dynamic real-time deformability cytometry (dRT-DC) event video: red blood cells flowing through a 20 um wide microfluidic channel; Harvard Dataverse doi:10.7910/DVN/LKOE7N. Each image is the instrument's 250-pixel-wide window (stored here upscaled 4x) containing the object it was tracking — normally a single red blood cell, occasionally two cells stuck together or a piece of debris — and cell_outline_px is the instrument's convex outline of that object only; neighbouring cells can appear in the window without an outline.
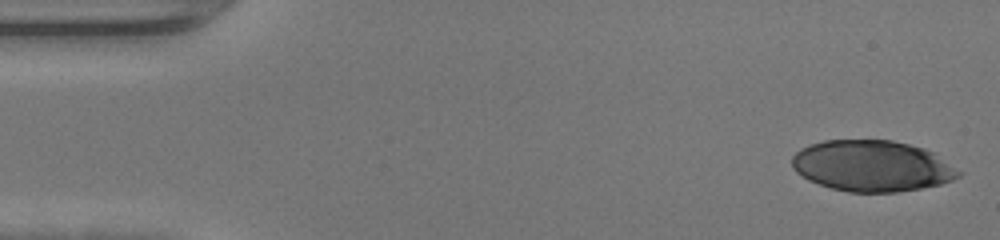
{"species": "human", "species_latin": "Homo sapiens", "temperature_condition": "warm", "stored_images_in_passage": 46, "segment_of_instrument_passage": [1, 2], "camera_frame_rate_fps": 3000, "um_per_image_px": 0.085, "donor": {"sex": "female"}, "frame": {"image": 1, "passage_image": 1, "time_ms": 0.0, "image_size_px": [1000, 240], "cell_outline_px": [[964, 172], [960, 176], [952, 180], [940, 184], [920, 188], [896, 192], [848, 192], [832, 188], [808, 180], [796, 172], [792, 168], [792, 156], [800, 148], [808, 144], [824, 140], [892, 140], [924, 148], [932, 152]], "centroid_in_image_um": [74.11, 14.1], "position_along_channel_um": 10.9, "area_um2": 49.71}}
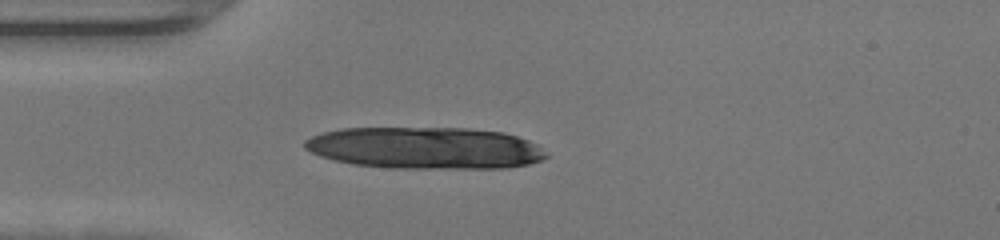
{"frame": {"image": 2, "passage_image": 12, "time_ms": 3.667, "image_size_px": [1000, 240], "cell_outline_px": [[548, 156], [540, 160], [528, 164], [504, 168], [392, 168], [352, 164], [320, 156], [304, 148], [304, 140], [312, 136], [324, 132], [340, 128], [468, 128], [504, 132], [540, 144]], "centroid_in_image_um": [36.16, 12.57], "position_along_channel_um": 48.8, "area_um2": 59.07}}